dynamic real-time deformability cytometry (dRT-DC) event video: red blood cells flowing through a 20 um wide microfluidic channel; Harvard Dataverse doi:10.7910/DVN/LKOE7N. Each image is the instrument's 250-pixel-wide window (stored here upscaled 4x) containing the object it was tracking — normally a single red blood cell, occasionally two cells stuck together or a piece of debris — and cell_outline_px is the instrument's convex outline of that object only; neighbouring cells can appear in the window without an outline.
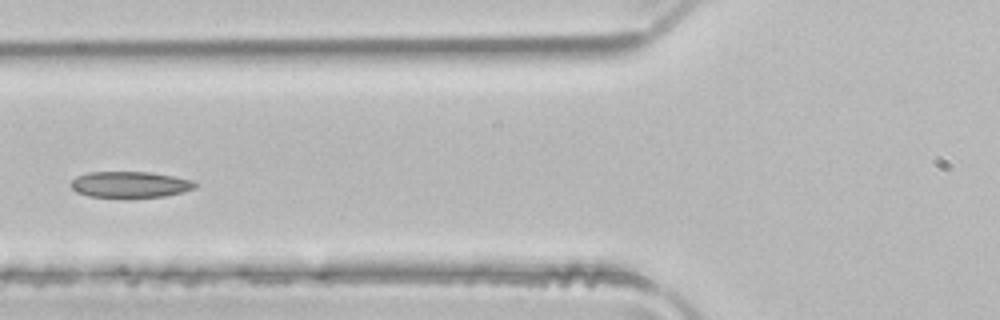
{"species": "common noctule bat (a hibernating species)", "species_latin": "Nyctalus noctula", "temperature_condition": "room temperature", "stored_images_in_passage": 4, "camera_frame_rate_fps": 3000, "um_per_image_px": 0.085, "animal": {"sex": "male", "body_mass_g": 21.5, "forearm_length_mm": 52.0}, "frame": {"image": 1, "passage_image": 4, "time_ms": 1.0, "image_size_px": [1000, 320], "cell_outline_px": [[196, 188], [164, 196], [128, 200], [124, 200], [88, 196], [76, 192], [68, 184], [76, 176], [88, 172], [152, 172], [192, 180], [196, 184]], "centroid_in_image_um": [10.99, 15.72], "position_along_channel_um": 114.8, "area_um2": 19.71}}